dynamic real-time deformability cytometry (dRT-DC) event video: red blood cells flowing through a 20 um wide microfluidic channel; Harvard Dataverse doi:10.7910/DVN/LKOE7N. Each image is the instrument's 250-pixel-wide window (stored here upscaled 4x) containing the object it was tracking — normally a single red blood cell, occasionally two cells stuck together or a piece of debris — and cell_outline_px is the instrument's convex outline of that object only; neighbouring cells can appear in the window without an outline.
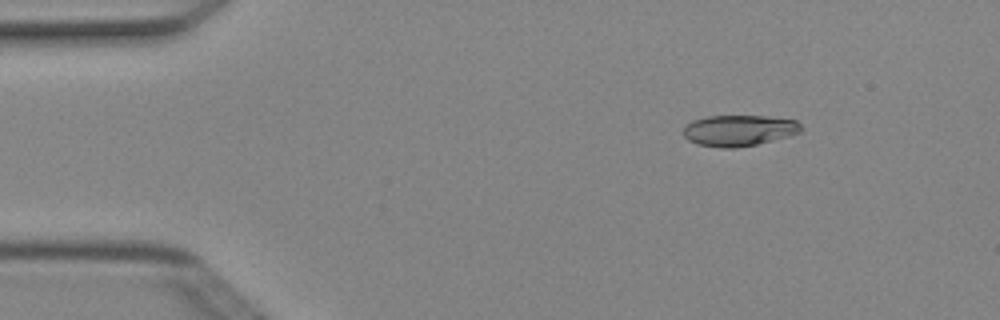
{"species": "Egyptian fruit bat (a non-hibernating species)", "species_latin": "Rousettus aegyptiacus", "temperature_condition": "cold", "stored_images_in_passage": 4, "camera_frame_rate_fps": 3000, "um_per_image_px": 0.085, "animal": {"sex": "female"}, "frame": {"image": 1, "passage_image": 2, "time_ms": 0.333, "image_size_px": [1000, 320], "cell_outline_px": [[804, 128], [800, 132], [788, 136], [756, 144], [736, 148], [720, 148], [696, 144], [688, 140], [684, 136], [684, 128], [692, 120], [708, 116], [768, 116], [796, 120]], "centroid_in_image_um": [62.81, 11.09], "position_along_channel_um": 22.2, "area_um2": 21.33}}